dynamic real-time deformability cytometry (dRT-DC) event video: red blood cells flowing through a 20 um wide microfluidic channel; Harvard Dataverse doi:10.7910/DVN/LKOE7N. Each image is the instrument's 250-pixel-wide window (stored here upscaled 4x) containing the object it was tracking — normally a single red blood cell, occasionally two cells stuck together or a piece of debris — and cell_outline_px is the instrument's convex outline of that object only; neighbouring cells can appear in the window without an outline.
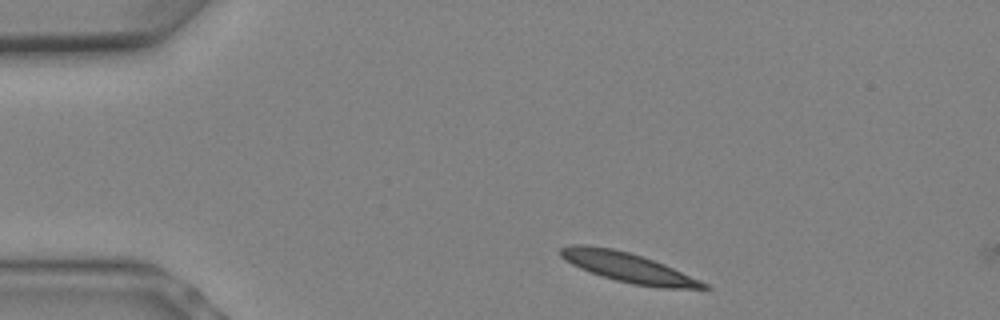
{"species": "Egyptian fruit bat (a non-hibernating species)", "species_latin": "Rousettus aegyptiacus", "temperature_condition": "warm", "stored_images_in_passage": 2, "camera_frame_rate_fps": 3000, "um_per_image_px": 0.085, "animal": {"sex": "female"}, "frame": {"image": 1, "passage_image": 1, "time_ms": 0.0, "image_size_px": [1000, 320], "cell_outline_px": [[712, 288], [660, 288], [632, 284], [616, 280], [580, 268], [572, 264], [560, 256], [560, 248], [572, 244], [584, 244], [612, 248], [628, 252], [664, 264], [700, 280], [708, 284]], "centroid_in_image_um": [53.38, 22.73], "position_along_channel_um": 31.6, "area_um2": 24.28}}